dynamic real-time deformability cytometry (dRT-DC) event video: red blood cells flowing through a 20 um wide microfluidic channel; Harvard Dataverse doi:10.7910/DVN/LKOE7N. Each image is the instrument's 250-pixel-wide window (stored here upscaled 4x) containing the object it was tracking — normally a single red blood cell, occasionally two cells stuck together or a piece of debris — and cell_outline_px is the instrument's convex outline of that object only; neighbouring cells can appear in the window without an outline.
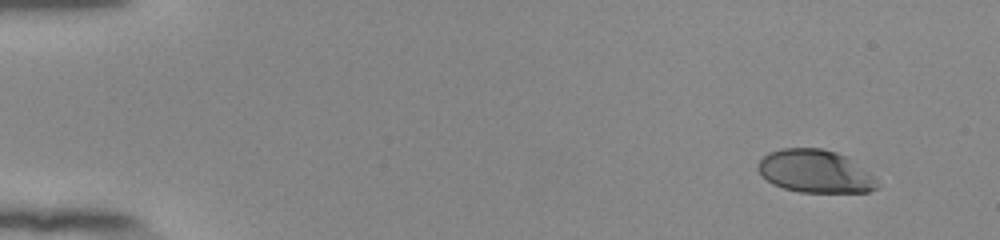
{"species": "human", "species_latin": "Homo sapiens", "temperature_condition": "room temperature", "stored_images_in_passage": 51, "camera_frame_rate_fps": 3000, "um_per_image_px": 0.085, "donor": {"sex": "female"}, "frame": {"image": 1, "passage_image": 1, "time_ms": 0.0, "image_size_px": [1000, 240], "cell_outline_px": [[876, 188], [868, 192], [800, 192], [784, 188], [772, 184], [756, 168], [756, 164], [768, 152], [784, 148], [820, 148], [836, 152], [848, 156], [876, 176]], "centroid_in_image_um": [69.31, 14.55], "position_along_channel_um": 15.7, "area_um2": 29.94}}
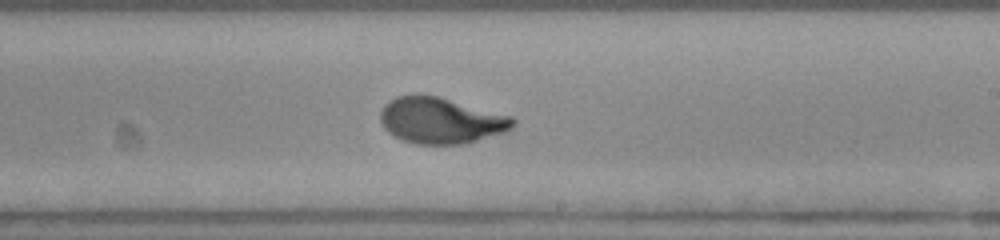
{"frame": {"image": 2, "passage_image": 30, "time_ms": 9.667, "image_size_px": [1000, 240], "cell_outline_px": [[516, 124], [508, 132], [464, 144], [416, 144], [404, 140], [388, 132], [384, 128], [380, 120], [380, 112], [384, 104], [388, 100], [396, 96], [416, 92], [420, 92], [440, 96], [512, 116], [516, 120]], "centroid_in_image_um": [37.48, 10.21], "position_along_channel_um": 251.5, "area_um2": 36.47}}
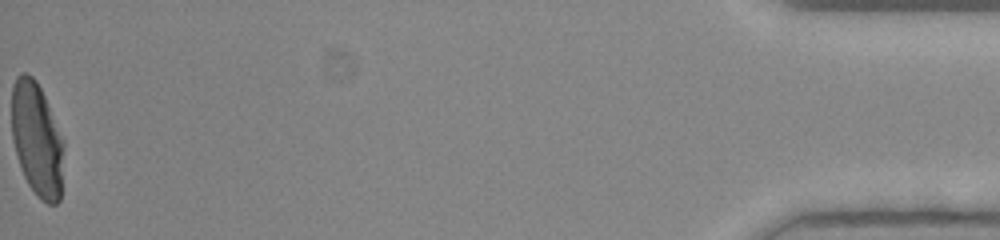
{"frame": {"image": 3, "passage_image": 51, "time_ms": 16.667, "image_size_px": [1000, 240], "cell_outline_px": [[64, 144], [60, 200], [56, 204], [48, 204], [40, 200], [36, 196], [28, 184], [20, 168], [12, 140], [12, 84], [16, 76], [20, 72], [28, 72], [36, 80], [44, 96], [64, 140]], "centroid_in_image_um": [3.13, 11.85], "position_along_channel_um": 432.1, "area_um2": 34.91}, "authors_computed_cell_mechanics": {"area_um2": 34.7378, "velocity_mm_per_s": 3.895, "shape_relaxation_time_tau1_ms": 3.3061, "shape_relaxation_time_tau2_ms": null, "deformation_change_tau1": 0.2054, "deformation_change_tau2": null}}